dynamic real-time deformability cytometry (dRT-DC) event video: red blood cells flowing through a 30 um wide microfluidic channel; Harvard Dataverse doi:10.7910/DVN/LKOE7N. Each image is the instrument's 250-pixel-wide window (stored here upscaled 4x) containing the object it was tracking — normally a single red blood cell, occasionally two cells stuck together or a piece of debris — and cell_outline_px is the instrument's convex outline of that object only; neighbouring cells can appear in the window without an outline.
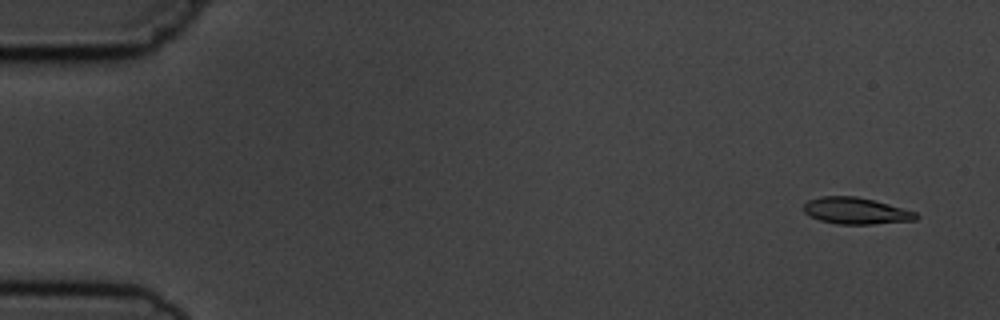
{"species": "common noctule bat (a hibernating species)", "species_latin": "Nyctalus noctula", "temperature_condition": "cold", "stored_images_in_passage": 9, "camera_frame_rate_fps": 3000, "um_per_image_px": 0.085, "animal": {"sex": "male", "body_mass_g": 19.5, "forearm_length_mm": 54.6}, "frame": {"image": 1, "passage_image": 1, "time_ms": 0.0, "image_size_px": [1000, 320], "cell_outline_px": [[920, 216], [916, 220], [872, 224], [836, 224], [820, 220], [804, 212], [804, 204], [808, 200], [820, 196], [856, 196], [888, 204], [916, 212]], "centroid_in_image_um": [72.76, 17.92], "position_along_channel_um": 12.2, "area_um2": 17.28}}
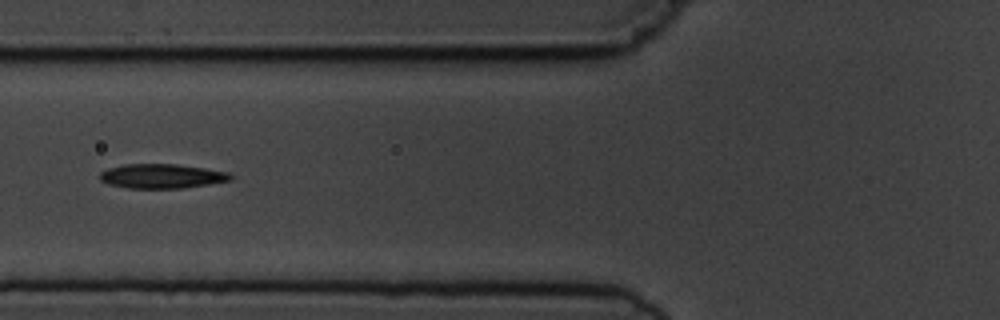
{"frame": {"image": 2, "passage_image": 6, "time_ms": 6.0, "image_size_px": [1000, 320], "cell_outline_px": [[232, 180], [184, 188], [128, 188], [108, 184], [100, 180], [100, 172], [108, 168], [124, 164], [176, 164], [204, 168], [228, 172], [232, 176]], "centroid_in_image_um": [13.73, 14.97], "position_along_channel_um": 112.1, "area_um2": 18.55}}
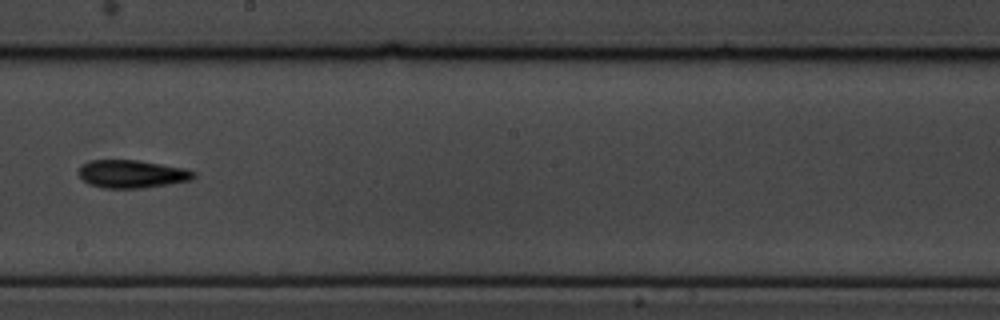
{"frame": {"image": 3, "passage_image": 9, "time_ms": 9.333, "image_size_px": [1000, 320], "cell_outline_px": [[196, 176], [192, 180], [168, 184], [140, 188], [104, 188], [88, 184], [76, 172], [84, 164], [92, 160], [136, 160], [184, 168], [196, 172]], "centroid_in_image_um": [11.22, 14.79], "position_along_channel_um": 237.0, "area_um2": 18.61}}